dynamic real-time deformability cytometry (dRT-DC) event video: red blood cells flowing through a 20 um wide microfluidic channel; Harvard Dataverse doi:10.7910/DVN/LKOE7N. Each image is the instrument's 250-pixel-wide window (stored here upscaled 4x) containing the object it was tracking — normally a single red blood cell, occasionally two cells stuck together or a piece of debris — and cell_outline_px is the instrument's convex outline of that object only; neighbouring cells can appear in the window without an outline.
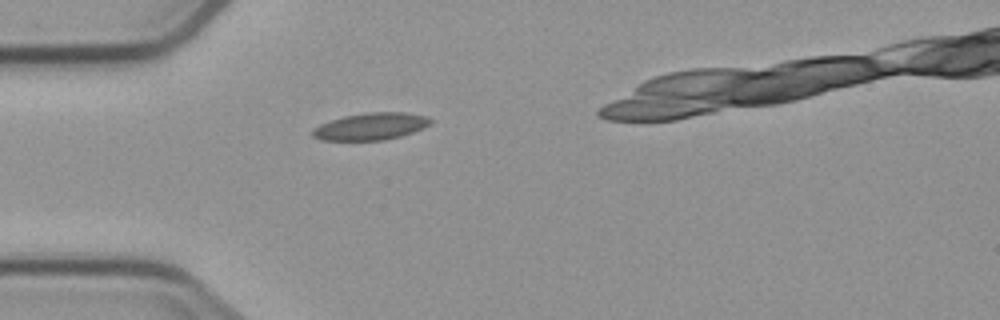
{"species": "common noctule bat (a hibernating species)", "species_latin": "Nyctalus noctula", "temperature_condition": "cold", "stored_images_in_passage": 1, "camera_frame_rate_fps": 3000, "um_per_image_px": 0.085, "animal": {"sex": "male", "body_mass_g": 23.1, "forearm_length_mm": 52.7}, "frame": {"image": 1, "passage_image": 1, "time_ms": 0.0, "image_size_px": [1000, 320], "cell_outline_px": [[432, 124], [424, 128], [400, 136], [384, 140], [320, 140], [312, 136], [312, 128], [320, 124], [344, 116], [368, 112], [408, 112], [428, 116], [432, 120]], "centroid_in_image_um": [31.55, 10.74], "position_along_channel_um": 53.5, "area_um2": 18.73}}